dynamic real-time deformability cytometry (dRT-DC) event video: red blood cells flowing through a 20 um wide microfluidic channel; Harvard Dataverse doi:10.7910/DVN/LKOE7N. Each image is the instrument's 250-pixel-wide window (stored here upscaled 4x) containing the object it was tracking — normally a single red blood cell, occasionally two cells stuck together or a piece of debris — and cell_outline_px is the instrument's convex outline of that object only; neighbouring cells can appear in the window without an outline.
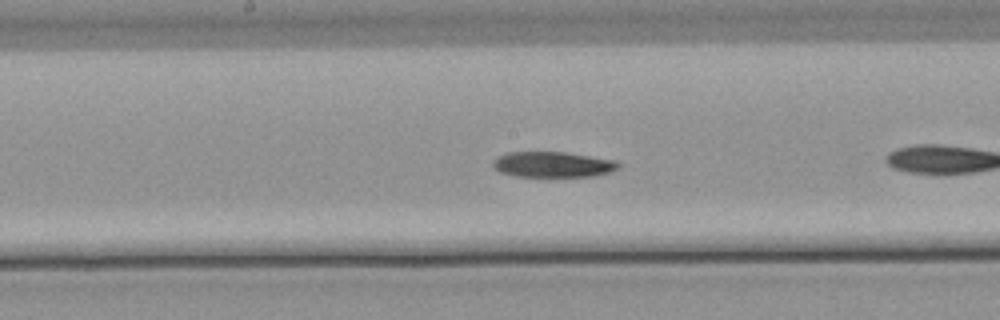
{"species": "common noctule bat (a hibernating species)", "species_latin": "Nyctalus noctula", "temperature_condition": "warm", "stored_images_in_passage": 27, "camera_frame_rate_fps": 3000, "um_per_image_px": 0.085, "animal": {"sex": "male", "body_mass_g": 21.5, "forearm_length_mm": 52.0}, "frame": {"image": 1, "passage_image": 12, "time_ms": 3.667, "image_size_px": [1000, 320], "cell_outline_px": [[620, 164], [616, 168], [608, 172], [592, 176], [516, 176], [500, 172], [492, 168], [492, 160], [496, 156], [508, 152], [568, 152], [616, 160]], "centroid_in_image_um": [46.92, 13.96], "position_along_channel_um": 201.3, "area_um2": 18.73}}